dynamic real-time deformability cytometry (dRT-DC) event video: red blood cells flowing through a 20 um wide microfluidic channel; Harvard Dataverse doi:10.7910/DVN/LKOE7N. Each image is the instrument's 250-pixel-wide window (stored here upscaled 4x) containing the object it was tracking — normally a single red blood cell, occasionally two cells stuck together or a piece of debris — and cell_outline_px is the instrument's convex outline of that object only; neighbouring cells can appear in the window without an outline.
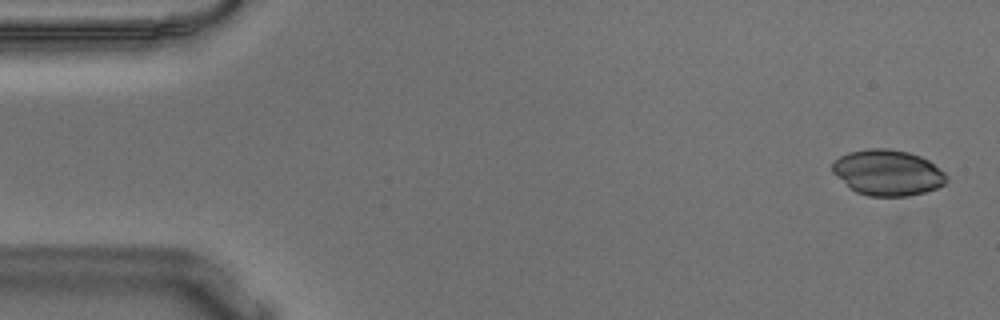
{"species": "Egyptian fruit bat (a non-hibernating species)", "species_latin": "Rousettus aegyptiacus", "temperature_condition": "warm", "stored_images_in_passage": 51, "camera_frame_rate_fps": 3000, "um_per_image_px": 0.085, "animal": {"sex": "male"}, "frame": {"image": 1, "passage_image": 2, "time_ms": 0.333, "image_size_px": [1000, 320], "cell_outline_px": [[948, 180], [944, 184], [936, 188], [924, 192], [908, 196], [868, 196], [856, 192], [848, 188], [832, 172], [832, 164], [840, 156], [848, 152], [868, 148], [888, 148], [908, 152], [920, 156], [928, 160], [944, 172], [948, 176]], "centroid_in_image_um": [75.43, 14.68], "position_along_channel_um": 9.6, "area_um2": 30.58}}
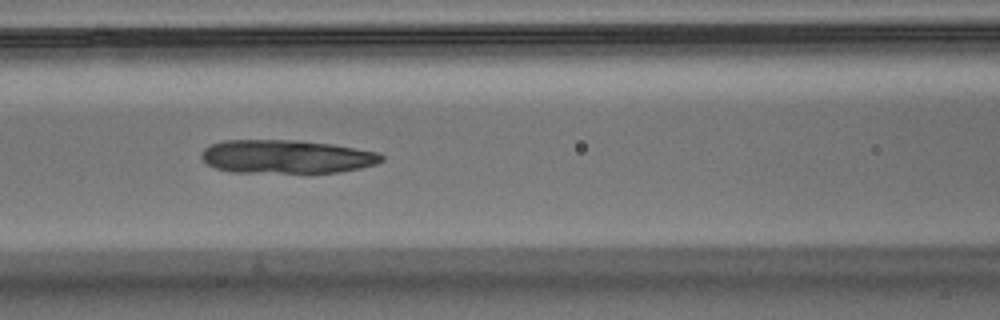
{"frame": {"image": 2, "passage_image": 23, "time_ms": 7.333, "image_size_px": [1000, 320], "cell_outline_px": [[384, 160], [376, 164], [360, 168], [340, 172], [308, 176], [232, 172], [216, 168], [208, 164], [200, 156], [200, 152], [208, 144], [224, 140], [296, 140], [332, 144], [380, 152], [384, 156]], "centroid_in_image_um": [24.37, 13.36], "position_along_channel_um": 142.2, "area_um2": 36.88}}
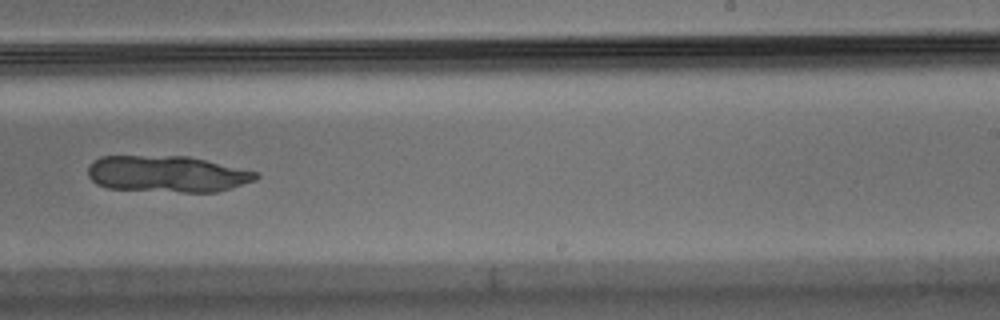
{"frame": {"image": 3, "passage_image": 34, "time_ms": 11.0, "image_size_px": [1000, 320], "cell_outline_px": [[260, 176], [256, 180], [216, 192], [180, 192], [108, 188], [96, 184], [88, 176], [88, 164], [92, 160], [100, 156], [188, 156], [260, 172]], "centroid_in_image_um": [14.2, 14.78], "position_along_channel_um": 274.8, "area_um2": 35.89}}